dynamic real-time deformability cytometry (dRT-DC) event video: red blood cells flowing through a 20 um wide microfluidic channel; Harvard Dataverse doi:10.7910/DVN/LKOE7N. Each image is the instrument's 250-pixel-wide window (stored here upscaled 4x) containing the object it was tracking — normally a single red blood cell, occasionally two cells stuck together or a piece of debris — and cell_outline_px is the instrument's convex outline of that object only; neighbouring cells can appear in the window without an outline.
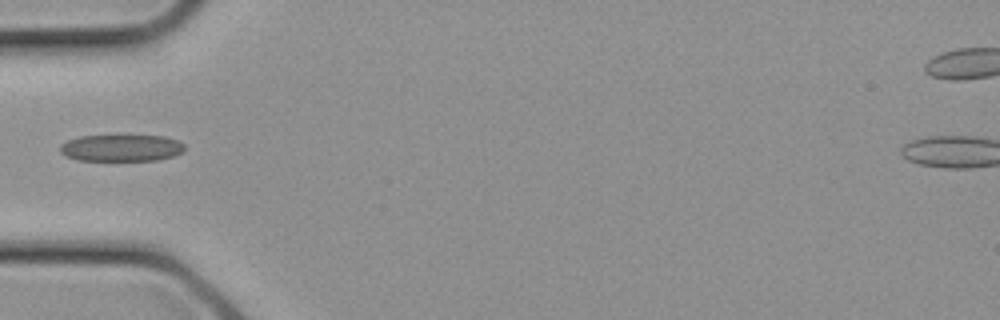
{"species": "common noctule bat (a hibernating species)", "species_latin": "Nyctalus noctula", "temperature_condition": "cold", "stored_images_in_passage": 2, "camera_frame_rate_fps": 3000, "um_per_image_px": 0.085, "animal": {"sex": "female", "body_mass_g": 21.9}, "frame": {"image": 1, "passage_image": 1, "time_ms": 0.0, "image_size_px": [1000, 320], "cell_outline_px": [[184, 152], [172, 156], [156, 160], [76, 160], [64, 156], [60, 152], [60, 144], [68, 140], [80, 136], [164, 136], [176, 140], [184, 144]], "centroid_in_image_um": [10.28, 12.58], "position_along_channel_um": 74.7, "area_um2": 19.36}}